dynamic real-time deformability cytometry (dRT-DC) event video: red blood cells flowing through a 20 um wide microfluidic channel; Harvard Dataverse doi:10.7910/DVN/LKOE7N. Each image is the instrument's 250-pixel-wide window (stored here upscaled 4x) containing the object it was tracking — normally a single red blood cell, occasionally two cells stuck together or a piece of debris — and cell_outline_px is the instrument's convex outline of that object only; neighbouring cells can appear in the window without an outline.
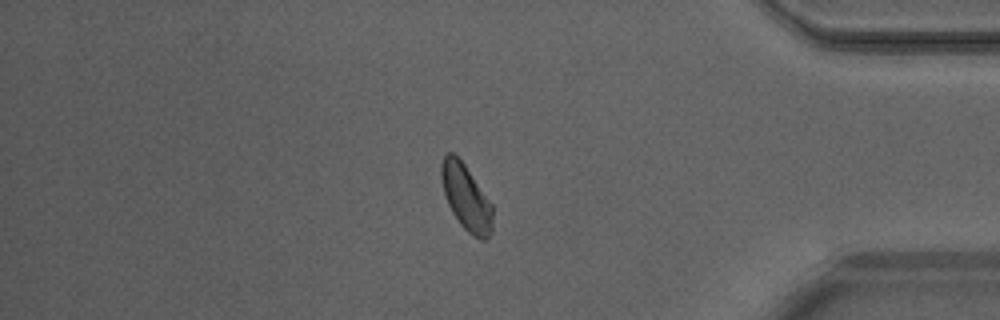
{"species": "Egyptian fruit bat (a non-hibernating species)", "species_latin": "Rousettus aegyptiacus", "temperature_condition": "warm", "stored_images_in_passage": 50, "camera_frame_rate_fps": 3000, "um_per_image_px": 0.085, "animal": {"sex": "male"}, "frame": {"image": 1, "passage_image": 43, "time_ms": 14.0, "image_size_px": [1000, 320], "cell_outline_px": [[492, 232], [484, 240], [480, 240], [472, 236], [460, 224], [452, 212], [444, 196], [440, 176], [440, 164], [444, 156], [448, 152], [452, 152], [464, 164], [492, 204]], "centroid_in_image_um": [39.6, 16.8], "position_along_channel_um": 395.6, "area_um2": 19.65}}
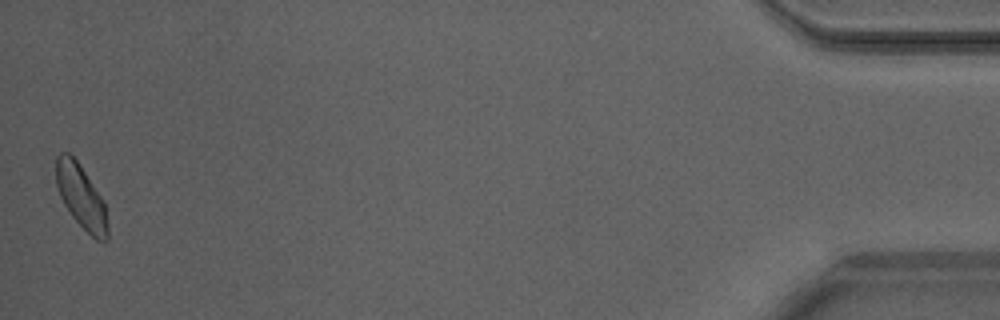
{"frame": {"image": 2, "passage_image": 50, "time_ms": 16.333, "image_size_px": [1000, 320], "cell_outline_px": [[108, 240], [96, 240], [72, 216], [64, 204], [60, 196], [56, 184], [56, 156], [60, 152], [68, 152], [76, 160], [100, 196], [104, 204], [108, 224]], "centroid_in_image_um": [6.88, 16.72], "position_along_channel_um": 428.3, "area_um2": 18.67}, "authors_computed_cell_mechanics": {"area_um2": 19.7098, "velocity_mm_per_s": 4.1494, "shape_relaxation_time_tau1_ms": 2.3146, "shape_relaxation_time_tau2_ms": 3.5263, "deformation_change_tau1": 0.0828, "deformation_change_tau2": 0.0824}}